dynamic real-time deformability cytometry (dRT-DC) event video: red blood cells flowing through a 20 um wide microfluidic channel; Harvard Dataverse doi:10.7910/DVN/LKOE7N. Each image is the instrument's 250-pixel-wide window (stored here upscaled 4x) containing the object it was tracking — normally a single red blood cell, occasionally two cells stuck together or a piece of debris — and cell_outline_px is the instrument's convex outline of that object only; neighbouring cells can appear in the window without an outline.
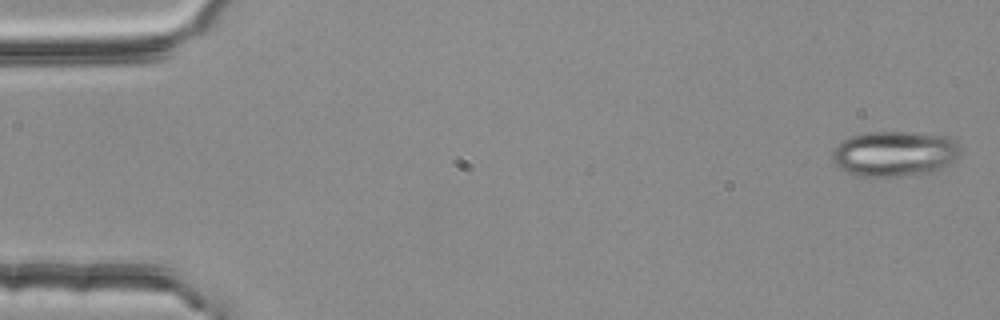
{"species": "common noctule bat (a hibernating species)", "species_latin": "Nyctalus noctula", "temperature_condition": "room temperature", "stored_images_in_passage": 4, "camera_frame_rate_fps": 3000, "um_per_image_px": 0.085, "animal": {"sex": "female", "body_mass_g": 25.1}, "frame": {"image": 1, "passage_image": 1, "time_ms": 0.0, "image_size_px": [1000, 320], "cell_outline_px": [[960, 152], [952, 160], [936, 172], [892, 176], [864, 176], [848, 172], [840, 168], [832, 160], [832, 152], [844, 140], [852, 136], [864, 132], [904, 132], [952, 136]], "centroid_in_image_um": [76.04, 13.05], "position_along_channel_um": 9.0, "area_um2": 33.35}}